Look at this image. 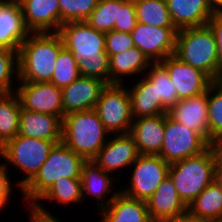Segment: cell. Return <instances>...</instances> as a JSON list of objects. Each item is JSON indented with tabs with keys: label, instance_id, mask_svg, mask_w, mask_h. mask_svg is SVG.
I'll use <instances>...</instances> for the list:
<instances>
[{
	"label": "cell",
	"instance_id": "13",
	"mask_svg": "<svg viewBox=\"0 0 222 222\" xmlns=\"http://www.w3.org/2000/svg\"><path fill=\"white\" fill-rule=\"evenodd\" d=\"M161 63L166 67L177 90L178 100L202 94L208 91L214 82L207 74L181 61L174 54L166 57Z\"/></svg>",
	"mask_w": 222,
	"mask_h": 222
},
{
	"label": "cell",
	"instance_id": "20",
	"mask_svg": "<svg viewBox=\"0 0 222 222\" xmlns=\"http://www.w3.org/2000/svg\"><path fill=\"white\" fill-rule=\"evenodd\" d=\"M177 30L207 25L216 12L210 0H166Z\"/></svg>",
	"mask_w": 222,
	"mask_h": 222
},
{
	"label": "cell",
	"instance_id": "45",
	"mask_svg": "<svg viewBox=\"0 0 222 222\" xmlns=\"http://www.w3.org/2000/svg\"><path fill=\"white\" fill-rule=\"evenodd\" d=\"M213 181L222 189V166L214 167Z\"/></svg>",
	"mask_w": 222,
	"mask_h": 222
},
{
	"label": "cell",
	"instance_id": "24",
	"mask_svg": "<svg viewBox=\"0 0 222 222\" xmlns=\"http://www.w3.org/2000/svg\"><path fill=\"white\" fill-rule=\"evenodd\" d=\"M99 214V222H152L146 201L130 198L120 191Z\"/></svg>",
	"mask_w": 222,
	"mask_h": 222
},
{
	"label": "cell",
	"instance_id": "33",
	"mask_svg": "<svg viewBox=\"0 0 222 222\" xmlns=\"http://www.w3.org/2000/svg\"><path fill=\"white\" fill-rule=\"evenodd\" d=\"M80 76L78 61L67 48L63 47L57 56L55 70L50 82L63 89Z\"/></svg>",
	"mask_w": 222,
	"mask_h": 222
},
{
	"label": "cell",
	"instance_id": "39",
	"mask_svg": "<svg viewBox=\"0 0 222 222\" xmlns=\"http://www.w3.org/2000/svg\"><path fill=\"white\" fill-rule=\"evenodd\" d=\"M137 23L134 0H126L119 10L118 24H114L115 31L131 33Z\"/></svg>",
	"mask_w": 222,
	"mask_h": 222
},
{
	"label": "cell",
	"instance_id": "44",
	"mask_svg": "<svg viewBox=\"0 0 222 222\" xmlns=\"http://www.w3.org/2000/svg\"><path fill=\"white\" fill-rule=\"evenodd\" d=\"M169 222H211V221L191 216L187 212V213L179 216L175 220H172V221H169Z\"/></svg>",
	"mask_w": 222,
	"mask_h": 222
},
{
	"label": "cell",
	"instance_id": "40",
	"mask_svg": "<svg viewBox=\"0 0 222 222\" xmlns=\"http://www.w3.org/2000/svg\"><path fill=\"white\" fill-rule=\"evenodd\" d=\"M207 25L214 34L218 53V81L222 80V12H215Z\"/></svg>",
	"mask_w": 222,
	"mask_h": 222
},
{
	"label": "cell",
	"instance_id": "26",
	"mask_svg": "<svg viewBox=\"0 0 222 222\" xmlns=\"http://www.w3.org/2000/svg\"><path fill=\"white\" fill-rule=\"evenodd\" d=\"M150 65L151 62L136 46L109 56L110 84H123L126 80L123 78L125 76H131V78L136 74L143 76Z\"/></svg>",
	"mask_w": 222,
	"mask_h": 222
},
{
	"label": "cell",
	"instance_id": "34",
	"mask_svg": "<svg viewBox=\"0 0 222 222\" xmlns=\"http://www.w3.org/2000/svg\"><path fill=\"white\" fill-rule=\"evenodd\" d=\"M210 141L222 135V80L214 81L207 91Z\"/></svg>",
	"mask_w": 222,
	"mask_h": 222
},
{
	"label": "cell",
	"instance_id": "43",
	"mask_svg": "<svg viewBox=\"0 0 222 222\" xmlns=\"http://www.w3.org/2000/svg\"><path fill=\"white\" fill-rule=\"evenodd\" d=\"M209 147L214 154L215 166H222V135L212 139Z\"/></svg>",
	"mask_w": 222,
	"mask_h": 222
},
{
	"label": "cell",
	"instance_id": "12",
	"mask_svg": "<svg viewBox=\"0 0 222 222\" xmlns=\"http://www.w3.org/2000/svg\"><path fill=\"white\" fill-rule=\"evenodd\" d=\"M176 28L154 27L136 23L131 35L134 45L151 63L161 62L175 52Z\"/></svg>",
	"mask_w": 222,
	"mask_h": 222
},
{
	"label": "cell",
	"instance_id": "37",
	"mask_svg": "<svg viewBox=\"0 0 222 222\" xmlns=\"http://www.w3.org/2000/svg\"><path fill=\"white\" fill-rule=\"evenodd\" d=\"M81 76L97 78L110 84L109 55L105 52L99 58L78 62Z\"/></svg>",
	"mask_w": 222,
	"mask_h": 222
},
{
	"label": "cell",
	"instance_id": "25",
	"mask_svg": "<svg viewBox=\"0 0 222 222\" xmlns=\"http://www.w3.org/2000/svg\"><path fill=\"white\" fill-rule=\"evenodd\" d=\"M129 87L131 113L133 119L167 114L169 111L157 99L156 85L145 75Z\"/></svg>",
	"mask_w": 222,
	"mask_h": 222
},
{
	"label": "cell",
	"instance_id": "35",
	"mask_svg": "<svg viewBox=\"0 0 222 222\" xmlns=\"http://www.w3.org/2000/svg\"><path fill=\"white\" fill-rule=\"evenodd\" d=\"M17 82L18 52L0 48V94L14 93Z\"/></svg>",
	"mask_w": 222,
	"mask_h": 222
},
{
	"label": "cell",
	"instance_id": "16",
	"mask_svg": "<svg viewBox=\"0 0 222 222\" xmlns=\"http://www.w3.org/2000/svg\"><path fill=\"white\" fill-rule=\"evenodd\" d=\"M30 33H57L60 29L59 0H17Z\"/></svg>",
	"mask_w": 222,
	"mask_h": 222
},
{
	"label": "cell",
	"instance_id": "31",
	"mask_svg": "<svg viewBox=\"0 0 222 222\" xmlns=\"http://www.w3.org/2000/svg\"><path fill=\"white\" fill-rule=\"evenodd\" d=\"M144 75L156 85L157 99H161L162 105L169 111L179 100L166 67L161 62L151 63Z\"/></svg>",
	"mask_w": 222,
	"mask_h": 222
},
{
	"label": "cell",
	"instance_id": "41",
	"mask_svg": "<svg viewBox=\"0 0 222 222\" xmlns=\"http://www.w3.org/2000/svg\"><path fill=\"white\" fill-rule=\"evenodd\" d=\"M9 169L4 163H0V201L7 206L11 198L14 184L10 178Z\"/></svg>",
	"mask_w": 222,
	"mask_h": 222
},
{
	"label": "cell",
	"instance_id": "1",
	"mask_svg": "<svg viewBox=\"0 0 222 222\" xmlns=\"http://www.w3.org/2000/svg\"><path fill=\"white\" fill-rule=\"evenodd\" d=\"M63 47L58 33H30L18 52V81L50 82Z\"/></svg>",
	"mask_w": 222,
	"mask_h": 222
},
{
	"label": "cell",
	"instance_id": "30",
	"mask_svg": "<svg viewBox=\"0 0 222 222\" xmlns=\"http://www.w3.org/2000/svg\"><path fill=\"white\" fill-rule=\"evenodd\" d=\"M55 201L59 205L69 206L72 203H83L81 178L61 177L38 199L36 203Z\"/></svg>",
	"mask_w": 222,
	"mask_h": 222
},
{
	"label": "cell",
	"instance_id": "38",
	"mask_svg": "<svg viewBox=\"0 0 222 222\" xmlns=\"http://www.w3.org/2000/svg\"><path fill=\"white\" fill-rule=\"evenodd\" d=\"M135 47L131 33L111 30L105 33V51L109 56Z\"/></svg>",
	"mask_w": 222,
	"mask_h": 222
},
{
	"label": "cell",
	"instance_id": "42",
	"mask_svg": "<svg viewBox=\"0 0 222 222\" xmlns=\"http://www.w3.org/2000/svg\"><path fill=\"white\" fill-rule=\"evenodd\" d=\"M45 204L35 203L34 205H27L30 215L28 219L30 222H62L53 213L49 212L44 206Z\"/></svg>",
	"mask_w": 222,
	"mask_h": 222
},
{
	"label": "cell",
	"instance_id": "17",
	"mask_svg": "<svg viewBox=\"0 0 222 222\" xmlns=\"http://www.w3.org/2000/svg\"><path fill=\"white\" fill-rule=\"evenodd\" d=\"M146 205L152 222H169L187 213V206L180 199L169 175L159 184Z\"/></svg>",
	"mask_w": 222,
	"mask_h": 222
},
{
	"label": "cell",
	"instance_id": "22",
	"mask_svg": "<svg viewBox=\"0 0 222 222\" xmlns=\"http://www.w3.org/2000/svg\"><path fill=\"white\" fill-rule=\"evenodd\" d=\"M165 114L133 119L129 134L140 154L159 155L164 141Z\"/></svg>",
	"mask_w": 222,
	"mask_h": 222
},
{
	"label": "cell",
	"instance_id": "18",
	"mask_svg": "<svg viewBox=\"0 0 222 222\" xmlns=\"http://www.w3.org/2000/svg\"><path fill=\"white\" fill-rule=\"evenodd\" d=\"M30 32L17 0H0V48L19 52Z\"/></svg>",
	"mask_w": 222,
	"mask_h": 222
},
{
	"label": "cell",
	"instance_id": "32",
	"mask_svg": "<svg viewBox=\"0 0 222 222\" xmlns=\"http://www.w3.org/2000/svg\"><path fill=\"white\" fill-rule=\"evenodd\" d=\"M126 0H98L97 6L85 20L98 31L108 32L114 30L118 24L119 10Z\"/></svg>",
	"mask_w": 222,
	"mask_h": 222
},
{
	"label": "cell",
	"instance_id": "15",
	"mask_svg": "<svg viewBox=\"0 0 222 222\" xmlns=\"http://www.w3.org/2000/svg\"><path fill=\"white\" fill-rule=\"evenodd\" d=\"M106 85L107 83L103 80L80 76L61 89L63 116L72 112L94 109Z\"/></svg>",
	"mask_w": 222,
	"mask_h": 222
},
{
	"label": "cell",
	"instance_id": "28",
	"mask_svg": "<svg viewBox=\"0 0 222 222\" xmlns=\"http://www.w3.org/2000/svg\"><path fill=\"white\" fill-rule=\"evenodd\" d=\"M21 105L15 93L0 94V147L18 135Z\"/></svg>",
	"mask_w": 222,
	"mask_h": 222
},
{
	"label": "cell",
	"instance_id": "46",
	"mask_svg": "<svg viewBox=\"0 0 222 222\" xmlns=\"http://www.w3.org/2000/svg\"><path fill=\"white\" fill-rule=\"evenodd\" d=\"M216 12H222V0H210Z\"/></svg>",
	"mask_w": 222,
	"mask_h": 222
},
{
	"label": "cell",
	"instance_id": "2",
	"mask_svg": "<svg viewBox=\"0 0 222 222\" xmlns=\"http://www.w3.org/2000/svg\"><path fill=\"white\" fill-rule=\"evenodd\" d=\"M86 160L69 149L62 141L56 143L36 175L21 189L23 201L34 205L61 177L81 178Z\"/></svg>",
	"mask_w": 222,
	"mask_h": 222
},
{
	"label": "cell",
	"instance_id": "19",
	"mask_svg": "<svg viewBox=\"0 0 222 222\" xmlns=\"http://www.w3.org/2000/svg\"><path fill=\"white\" fill-rule=\"evenodd\" d=\"M168 114L174 120L187 126L190 130L199 133L210 143L207 91L187 99L179 100L169 110Z\"/></svg>",
	"mask_w": 222,
	"mask_h": 222
},
{
	"label": "cell",
	"instance_id": "11",
	"mask_svg": "<svg viewBox=\"0 0 222 222\" xmlns=\"http://www.w3.org/2000/svg\"><path fill=\"white\" fill-rule=\"evenodd\" d=\"M16 86L14 93L21 108L63 119L62 91L56 85L51 82L18 81Z\"/></svg>",
	"mask_w": 222,
	"mask_h": 222
},
{
	"label": "cell",
	"instance_id": "5",
	"mask_svg": "<svg viewBox=\"0 0 222 222\" xmlns=\"http://www.w3.org/2000/svg\"><path fill=\"white\" fill-rule=\"evenodd\" d=\"M214 167L215 158L210 147L196 156L170 164L168 175L186 206L213 182Z\"/></svg>",
	"mask_w": 222,
	"mask_h": 222
},
{
	"label": "cell",
	"instance_id": "7",
	"mask_svg": "<svg viewBox=\"0 0 222 222\" xmlns=\"http://www.w3.org/2000/svg\"><path fill=\"white\" fill-rule=\"evenodd\" d=\"M123 84H107L101 91L94 110L111 135L128 134L133 117L128 86Z\"/></svg>",
	"mask_w": 222,
	"mask_h": 222
},
{
	"label": "cell",
	"instance_id": "6",
	"mask_svg": "<svg viewBox=\"0 0 222 222\" xmlns=\"http://www.w3.org/2000/svg\"><path fill=\"white\" fill-rule=\"evenodd\" d=\"M61 141H48L16 135L0 147V158L9 165L19 169L25 177L15 184L21 189L36 175L39 168L48 158L52 147Z\"/></svg>",
	"mask_w": 222,
	"mask_h": 222
},
{
	"label": "cell",
	"instance_id": "29",
	"mask_svg": "<svg viewBox=\"0 0 222 222\" xmlns=\"http://www.w3.org/2000/svg\"><path fill=\"white\" fill-rule=\"evenodd\" d=\"M137 22L154 27L175 28L166 0H134Z\"/></svg>",
	"mask_w": 222,
	"mask_h": 222
},
{
	"label": "cell",
	"instance_id": "14",
	"mask_svg": "<svg viewBox=\"0 0 222 222\" xmlns=\"http://www.w3.org/2000/svg\"><path fill=\"white\" fill-rule=\"evenodd\" d=\"M115 136V137H114ZM100 149L96 156L91 160L101 170L115 175L114 172L129 168L140 153L135 144L134 138L128 134L114 135Z\"/></svg>",
	"mask_w": 222,
	"mask_h": 222
},
{
	"label": "cell",
	"instance_id": "36",
	"mask_svg": "<svg viewBox=\"0 0 222 222\" xmlns=\"http://www.w3.org/2000/svg\"><path fill=\"white\" fill-rule=\"evenodd\" d=\"M98 0H59L60 26L85 21L97 6Z\"/></svg>",
	"mask_w": 222,
	"mask_h": 222
},
{
	"label": "cell",
	"instance_id": "8",
	"mask_svg": "<svg viewBox=\"0 0 222 222\" xmlns=\"http://www.w3.org/2000/svg\"><path fill=\"white\" fill-rule=\"evenodd\" d=\"M164 141L159 156L171 164L196 156L209 147V143L197 132L165 114Z\"/></svg>",
	"mask_w": 222,
	"mask_h": 222
},
{
	"label": "cell",
	"instance_id": "47",
	"mask_svg": "<svg viewBox=\"0 0 222 222\" xmlns=\"http://www.w3.org/2000/svg\"><path fill=\"white\" fill-rule=\"evenodd\" d=\"M6 206L0 201V211H2Z\"/></svg>",
	"mask_w": 222,
	"mask_h": 222
},
{
	"label": "cell",
	"instance_id": "27",
	"mask_svg": "<svg viewBox=\"0 0 222 222\" xmlns=\"http://www.w3.org/2000/svg\"><path fill=\"white\" fill-rule=\"evenodd\" d=\"M187 212L191 216L211 222L220 220L222 218V189L213 181L187 206Z\"/></svg>",
	"mask_w": 222,
	"mask_h": 222
},
{
	"label": "cell",
	"instance_id": "9",
	"mask_svg": "<svg viewBox=\"0 0 222 222\" xmlns=\"http://www.w3.org/2000/svg\"><path fill=\"white\" fill-rule=\"evenodd\" d=\"M170 164L159 155L140 154L132 167L130 184L120 190L124 195L147 201L168 175Z\"/></svg>",
	"mask_w": 222,
	"mask_h": 222
},
{
	"label": "cell",
	"instance_id": "10",
	"mask_svg": "<svg viewBox=\"0 0 222 222\" xmlns=\"http://www.w3.org/2000/svg\"><path fill=\"white\" fill-rule=\"evenodd\" d=\"M78 62L99 58L105 51V32L98 31L85 21L64 23L57 32Z\"/></svg>",
	"mask_w": 222,
	"mask_h": 222
},
{
	"label": "cell",
	"instance_id": "4",
	"mask_svg": "<svg viewBox=\"0 0 222 222\" xmlns=\"http://www.w3.org/2000/svg\"><path fill=\"white\" fill-rule=\"evenodd\" d=\"M174 55L218 81L217 45L208 25L178 30Z\"/></svg>",
	"mask_w": 222,
	"mask_h": 222
},
{
	"label": "cell",
	"instance_id": "21",
	"mask_svg": "<svg viewBox=\"0 0 222 222\" xmlns=\"http://www.w3.org/2000/svg\"><path fill=\"white\" fill-rule=\"evenodd\" d=\"M113 177L112 174L101 170L93 161H86L81 174L83 200L86 196H92L97 201V210L107 207L120 191L114 190Z\"/></svg>",
	"mask_w": 222,
	"mask_h": 222
},
{
	"label": "cell",
	"instance_id": "3",
	"mask_svg": "<svg viewBox=\"0 0 222 222\" xmlns=\"http://www.w3.org/2000/svg\"><path fill=\"white\" fill-rule=\"evenodd\" d=\"M110 135L94 109L63 116L61 141L86 161L96 156Z\"/></svg>",
	"mask_w": 222,
	"mask_h": 222
},
{
	"label": "cell",
	"instance_id": "23",
	"mask_svg": "<svg viewBox=\"0 0 222 222\" xmlns=\"http://www.w3.org/2000/svg\"><path fill=\"white\" fill-rule=\"evenodd\" d=\"M18 135L48 141H61L62 119L59 116L31 112L21 108Z\"/></svg>",
	"mask_w": 222,
	"mask_h": 222
}]
</instances>
